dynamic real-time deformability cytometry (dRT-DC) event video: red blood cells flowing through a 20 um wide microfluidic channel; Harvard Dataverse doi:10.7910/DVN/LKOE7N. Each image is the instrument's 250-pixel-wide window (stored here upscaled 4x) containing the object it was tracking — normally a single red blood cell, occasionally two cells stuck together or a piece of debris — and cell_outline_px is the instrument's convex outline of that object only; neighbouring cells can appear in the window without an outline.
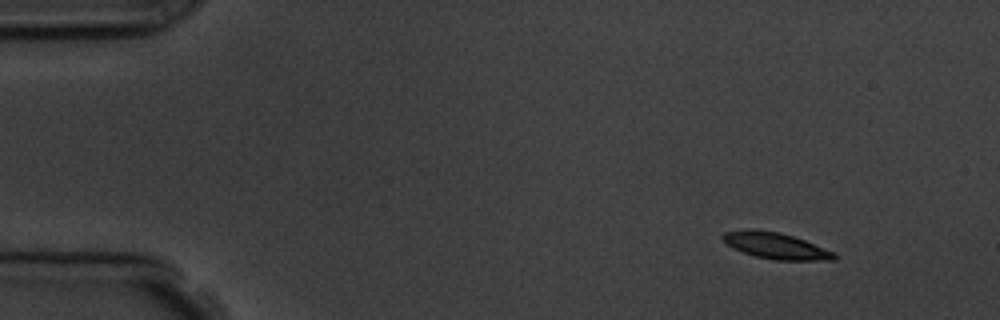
{"species": "common noctule bat (a hibernating species)", "species_latin": "Nyctalus noctula", "temperature_condition": "room temperature", "stored_images_in_passage": 4, "camera_frame_rate_fps": 3000, "um_per_image_px": 0.085, "animal": {"sex": "male", "body_mass_g": 19.5, "forearm_length_mm": 54.6}, "frame": {"image": 1, "passage_image": 1, "time_ms": 0.0, "image_size_px": [1000, 320], "cell_outline_px": [[836, 260], [776, 260], [756, 256], [732, 248], [720, 236], [724, 232], [752, 228], [776, 232], [792, 236], [804, 240], [836, 252]], "centroid_in_image_um": [65.95, 20.88], "position_along_channel_um": 19.1, "area_um2": 16.94}}
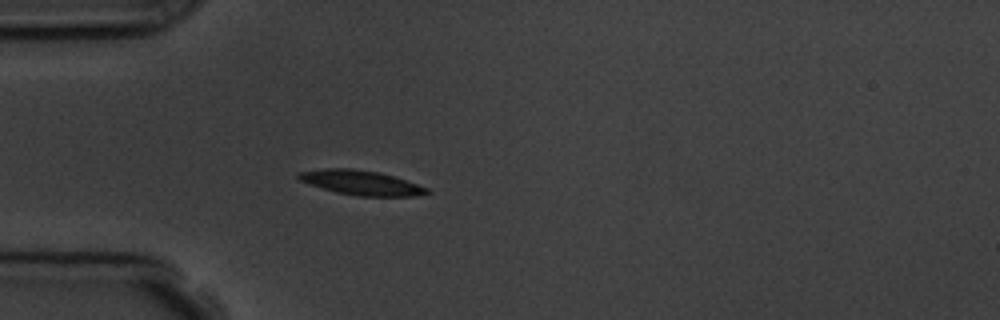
{"frame": {"image": 2, "passage_image": 4, "time_ms": 3.333, "image_size_px": [1000, 320], "cell_outline_px": [[432, 192], [416, 196], [360, 196], [336, 192], [300, 180], [296, 176], [300, 172], [328, 168], [348, 168], [376, 172], [396, 176], [428, 188]], "centroid_in_image_um": [30.77, 15.53], "position_along_channel_um": 54.2, "area_um2": 18.09}}